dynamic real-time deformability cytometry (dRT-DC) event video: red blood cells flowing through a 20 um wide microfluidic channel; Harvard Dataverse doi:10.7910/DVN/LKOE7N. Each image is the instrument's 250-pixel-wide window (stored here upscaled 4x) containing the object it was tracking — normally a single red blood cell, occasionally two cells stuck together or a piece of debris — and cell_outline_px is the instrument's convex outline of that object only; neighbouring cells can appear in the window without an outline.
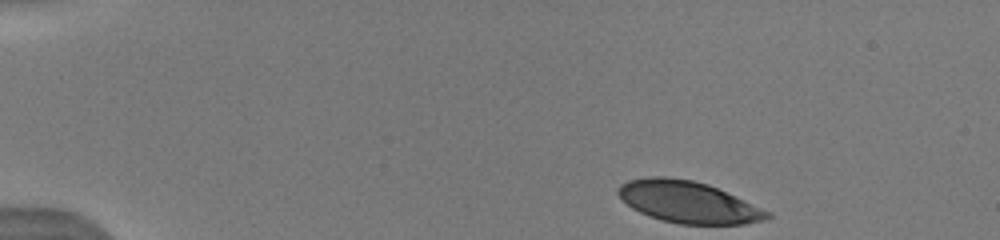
{"species": "human", "species_latin": "Homo sapiens", "temperature_condition": "warm", "stored_images_in_passage": 3, "camera_frame_rate_fps": 3000, "um_per_image_px": 0.085, "donor": {"sex": "male"}, "frame": {"image": 1, "passage_image": 1, "time_ms": 0.0, "image_size_px": [1000, 240], "cell_outline_px": [[772, 216], [768, 220], [744, 224], [680, 224], [660, 220], [648, 216], [632, 208], [616, 192], [616, 188], [620, 184], [628, 180], [652, 176], [664, 176], [692, 180], [708, 184], [772, 212]], "centroid_in_image_um": [58.51, 17.18], "position_along_channel_um": 26.5, "area_um2": 36.36}}